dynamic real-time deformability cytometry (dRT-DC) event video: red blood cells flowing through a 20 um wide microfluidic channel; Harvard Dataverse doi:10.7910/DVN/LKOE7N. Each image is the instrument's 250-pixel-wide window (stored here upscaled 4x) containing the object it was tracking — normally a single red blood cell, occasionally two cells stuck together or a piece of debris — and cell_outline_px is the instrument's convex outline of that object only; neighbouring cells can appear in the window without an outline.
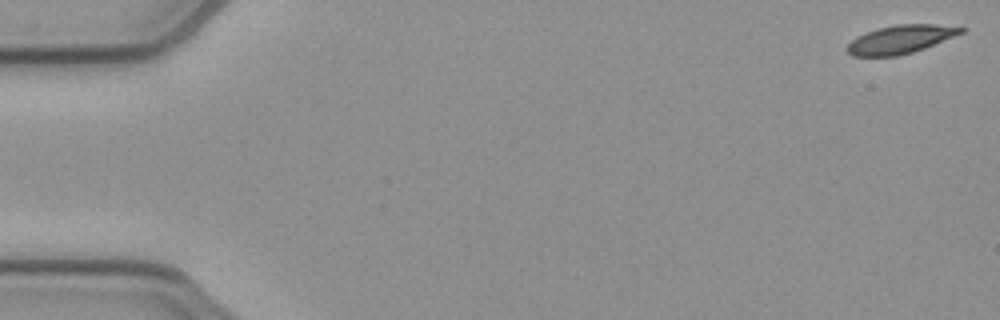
{"species": "common noctule bat (a hibernating species)", "species_latin": "Nyctalus noctula", "temperature_condition": "cold", "stored_images_in_passage": 52, "camera_frame_rate_fps": 3000, "um_per_image_px": 0.085, "animal": {"sex": "female", "body_mass_g": 21.9}, "frame": {"image": 1, "passage_image": 1, "time_ms": 0.0, "image_size_px": [1000, 320], "cell_outline_px": [[964, 32], [924, 48], [912, 52], [896, 56], [852, 56], [844, 48], [856, 36], [880, 28], [896, 24], [936, 24], [964, 28]], "centroid_in_image_um": [76.5, 3.35], "position_along_channel_um": 8.5, "area_um2": 18.55}}
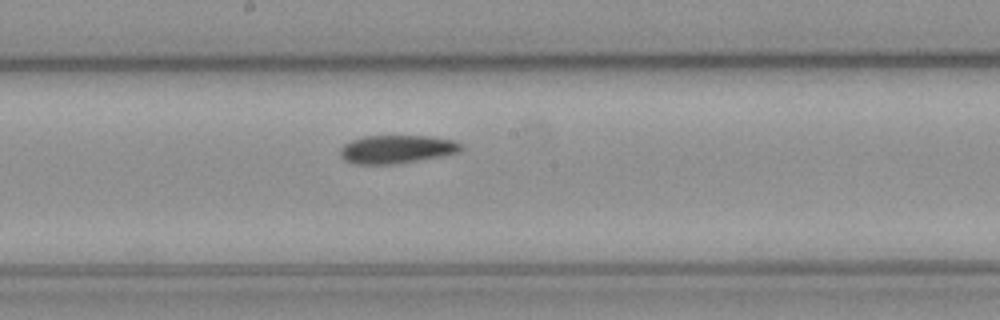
{"frame": {"image": 2, "passage_image": 28, "time_ms": 9.0, "image_size_px": [1000, 320], "cell_outline_px": [[464, 148], [460, 152], [444, 156], [392, 164], [356, 164], [344, 160], [340, 156], [340, 148], [344, 144], [352, 140], [364, 136], [432, 136], [456, 140], [464, 144]], "centroid_in_image_um": [33.78, 12.68], "position_along_channel_um": 214.4, "area_um2": 20.17}}
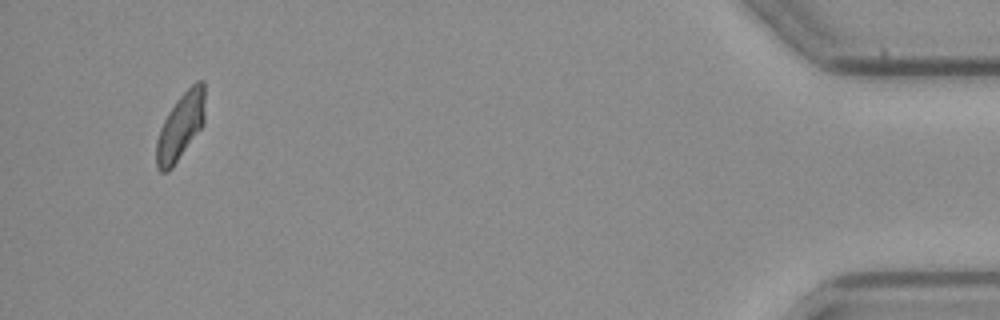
{"frame": {"image": 3, "passage_image": 50, "time_ms": 16.333, "image_size_px": [1000, 320], "cell_outline_px": [[204, 124], [172, 168], [168, 172], [160, 172], [156, 168], [156, 140], [160, 128], [168, 112], [176, 100], [196, 80], [204, 80]], "centroid_in_image_um": [15.33, 10.76], "position_along_channel_um": 419.9, "area_um2": 18.96}, "authors_computed_cell_mechanics": {"area_um2": 19.7965, "velocity_mm_per_s": 3.8988, "shape_relaxation_time_tau1_ms": 4.3043, "shape_relaxation_time_tau2_ms": 5.9183, "deformation_change_tau1": 0.1262, "deformation_change_tau2": 0.1127}}